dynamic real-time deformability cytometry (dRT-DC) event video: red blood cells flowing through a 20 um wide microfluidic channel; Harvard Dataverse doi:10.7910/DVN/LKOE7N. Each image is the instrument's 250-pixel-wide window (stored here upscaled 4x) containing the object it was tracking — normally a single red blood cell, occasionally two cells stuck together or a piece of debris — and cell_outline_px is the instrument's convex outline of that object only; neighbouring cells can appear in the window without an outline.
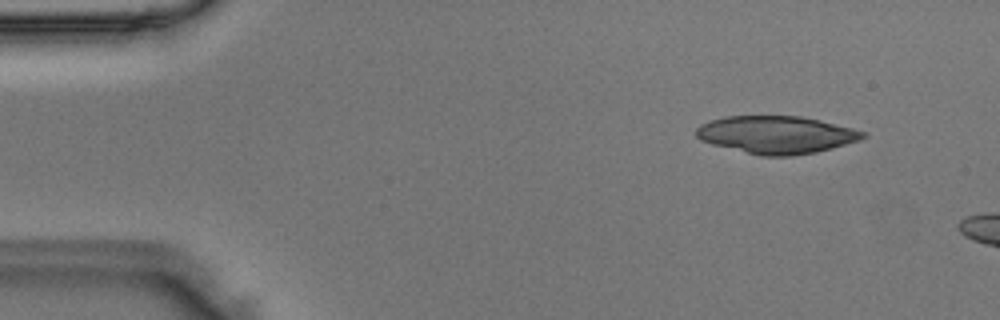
{"species": "Egyptian fruit bat (a non-hibernating species)", "species_latin": "Rousettus aegyptiacus", "temperature_condition": "room temperature", "stored_images_in_passage": 8, "camera_frame_rate_fps": 3000, "um_per_image_px": 0.085, "animal": {"sex": "male"}, "frame": {"image": 1, "passage_image": 1, "time_ms": 0.0, "image_size_px": [1000, 320], "cell_outline_px": [[868, 136], [860, 140], [832, 148], [816, 152], [792, 156], [760, 156], [712, 144], [700, 140], [696, 136], [696, 128], [700, 124], [708, 120], [724, 116], [800, 116], [820, 120], [868, 132]], "centroid_in_image_um": [65.99, 11.45], "position_along_channel_um": 19.0, "area_um2": 36.76}}